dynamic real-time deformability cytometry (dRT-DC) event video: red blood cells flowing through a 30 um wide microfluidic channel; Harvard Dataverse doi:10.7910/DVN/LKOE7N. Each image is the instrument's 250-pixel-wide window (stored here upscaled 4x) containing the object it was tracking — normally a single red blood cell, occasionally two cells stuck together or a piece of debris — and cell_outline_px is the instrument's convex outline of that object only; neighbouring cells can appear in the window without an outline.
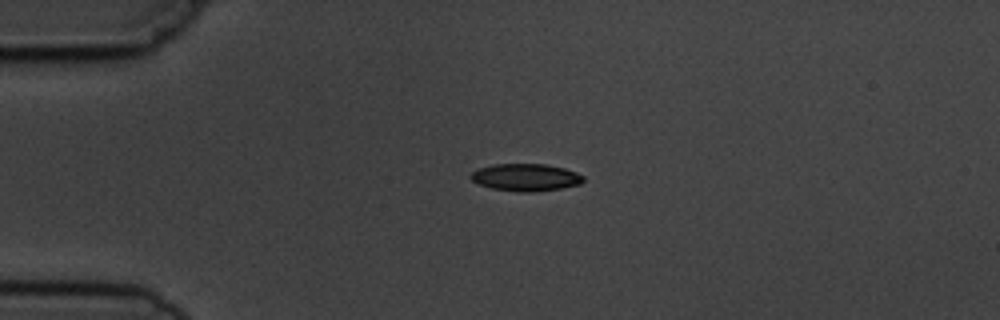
{"species": "common noctule bat (a hibernating species)", "species_latin": "Nyctalus noctula", "temperature_condition": "cold", "stored_images_in_passage": 1, "camera_frame_rate_fps": 3000, "um_per_image_px": 0.085, "animal": {"sex": "male", "body_mass_g": 19.5, "forearm_length_mm": 54.6}, "frame": {"image": 1, "passage_image": 1, "time_ms": 0.0, "image_size_px": [1000, 320], "cell_outline_px": [[584, 180], [580, 184], [560, 188], [532, 192], [520, 192], [492, 188], [480, 184], [472, 180], [468, 176], [476, 168], [492, 164], [544, 164], [564, 168], [576, 172], [584, 176]], "centroid_in_image_um": [44.66, 15.06], "position_along_channel_um": 40.3, "area_um2": 17.92}}